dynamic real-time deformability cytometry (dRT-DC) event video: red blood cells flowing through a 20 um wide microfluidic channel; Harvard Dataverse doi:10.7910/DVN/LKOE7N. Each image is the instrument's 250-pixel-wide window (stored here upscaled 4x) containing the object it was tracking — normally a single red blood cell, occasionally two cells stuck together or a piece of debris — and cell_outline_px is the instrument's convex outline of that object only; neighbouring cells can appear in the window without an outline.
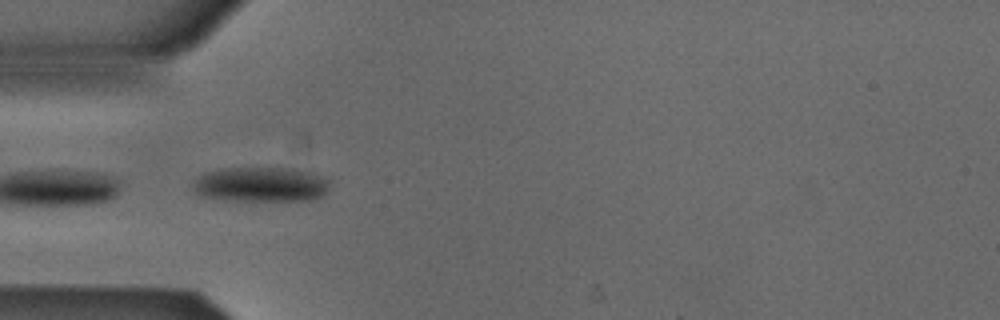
{"species": "Egyptian fruit bat (a non-hibernating species)", "species_latin": "Rousettus aegyptiacus", "temperature_condition": "cold", "stored_images_in_passage": 25, "camera_frame_rate_fps": 3000, "um_per_image_px": 0.085, "animal": {"sex": "male"}, "frame": {"image": 1, "passage_image": 4, "time_ms": 1.0, "image_size_px": [1000, 320], "cell_outline_px": [[328, 188], [320, 196], [308, 200], [224, 200], [200, 196], [192, 188], [192, 184], [204, 172], [224, 168], [280, 168], [308, 172], [324, 176], [328, 180]], "centroid_in_image_um": [22.11, 15.68], "position_along_channel_um": 62.9, "area_um2": 27.46}}
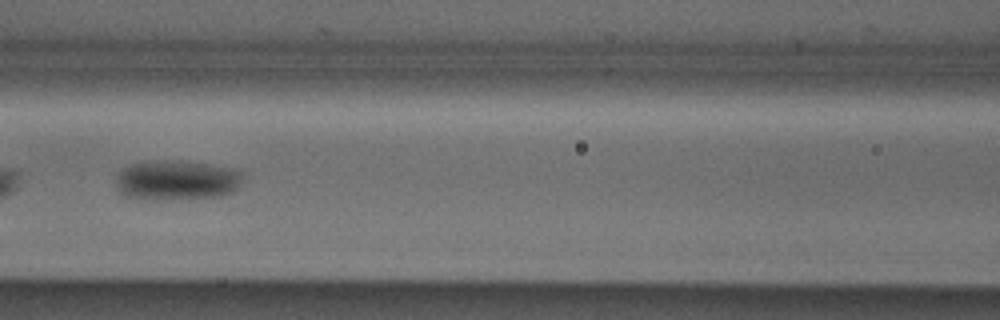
{"frame": {"image": 2, "passage_image": 11, "time_ms": 3.333, "image_size_px": [1000, 320], "cell_outline_px": [[244, 172], [240, 188], [232, 192], [220, 196], [188, 200], [144, 200], [124, 196], [116, 188], [116, 172], [132, 164], [164, 160], [172, 160], [208, 164], [232, 168]], "centroid_in_image_um": [15.03, 15.35], "position_along_channel_um": 151.6, "area_um2": 30.29}}
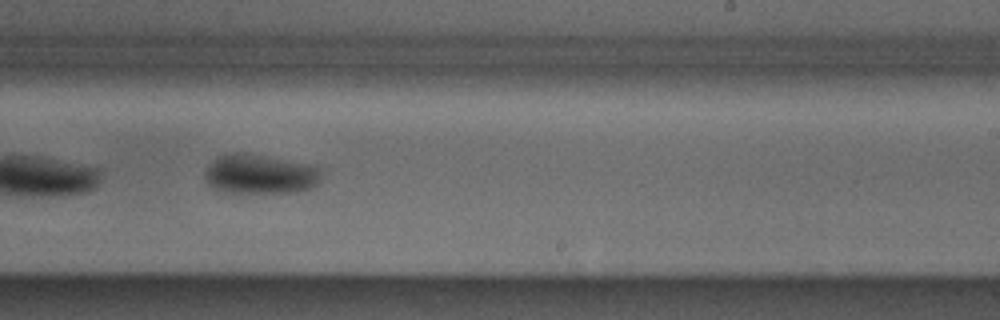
{"frame": {"image": 3, "passage_image": 20, "time_ms": 6.333, "image_size_px": [1000, 320], "cell_outline_px": [[320, 180], [312, 188], [296, 192], [220, 192], [212, 188], [204, 180], [204, 172], [212, 160], [216, 156], [228, 152], [244, 152], [312, 164], [320, 168]], "centroid_in_image_um": [22.05, 14.78], "position_along_channel_um": 266.9, "area_um2": 27.34}}